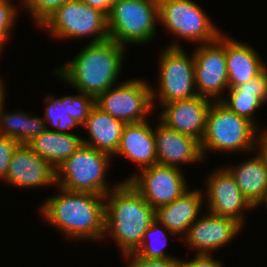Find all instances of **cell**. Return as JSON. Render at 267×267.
Instances as JSON below:
<instances>
[{"label":"cell","instance_id":"1","mask_svg":"<svg viewBox=\"0 0 267 267\" xmlns=\"http://www.w3.org/2000/svg\"><path fill=\"white\" fill-rule=\"evenodd\" d=\"M57 188L61 194L48 198L40 208L45 220L72 239H103L105 196Z\"/></svg>","mask_w":267,"mask_h":267},{"label":"cell","instance_id":"2","mask_svg":"<svg viewBox=\"0 0 267 267\" xmlns=\"http://www.w3.org/2000/svg\"><path fill=\"white\" fill-rule=\"evenodd\" d=\"M125 50V46L111 39L88 43L77 56L58 67L55 74L79 92L95 99L117 84Z\"/></svg>","mask_w":267,"mask_h":267},{"label":"cell","instance_id":"3","mask_svg":"<svg viewBox=\"0 0 267 267\" xmlns=\"http://www.w3.org/2000/svg\"><path fill=\"white\" fill-rule=\"evenodd\" d=\"M105 215V236L111 234L125 255L140 247L145 231L155 220V209L128 181H121L105 195Z\"/></svg>","mask_w":267,"mask_h":267},{"label":"cell","instance_id":"4","mask_svg":"<svg viewBox=\"0 0 267 267\" xmlns=\"http://www.w3.org/2000/svg\"><path fill=\"white\" fill-rule=\"evenodd\" d=\"M257 129L252 122L230 111L220 101H212L200 142L203 158L211 149L216 152L255 151Z\"/></svg>","mask_w":267,"mask_h":267},{"label":"cell","instance_id":"5","mask_svg":"<svg viewBox=\"0 0 267 267\" xmlns=\"http://www.w3.org/2000/svg\"><path fill=\"white\" fill-rule=\"evenodd\" d=\"M158 21V0H115L107 15L109 39L125 47L149 43Z\"/></svg>","mask_w":267,"mask_h":267},{"label":"cell","instance_id":"6","mask_svg":"<svg viewBox=\"0 0 267 267\" xmlns=\"http://www.w3.org/2000/svg\"><path fill=\"white\" fill-rule=\"evenodd\" d=\"M112 156L83 144L58 169L56 185L70 191L106 195L119 184L109 189L105 181L107 168Z\"/></svg>","mask_w":267,"mask_h":267},{"label":"cell","instance_id":"7","mask_svg":"<svg viewBox=\"0 0 267 267\" xmlns=\"http://www.w3.org/2000/svg\"><path fill=\"white\" fill-rule=\"evenodd\" d=\"M53 37L84 38L94 36L90 43L109 39L107 15L80 0H68L58 7L41 25Z\"/></svg>","mask_w":267,"mask_h":267},{"label":"cell","instance_id":"8","mask_svg":"<svg viewBox=\"0 0 267 267\" xmlns=\"http://www.w3.org/2000/svg\"><path fill=\"white\" fill-rule=\"evenodd\" d=\"M158 17L169 32L199 45L223 34L193 0H158Z\"/></svg>","mask_w":267,"mask_h":267},{"label":"cell","instance_id":"9","mask_svg":"<svg viewBox=\"0 0 267 267\" xmlns=\"http://www.w3.org/2000/svg\"><path fill=\"white\" fill-rule=\"evenodd\" d=\"M159 61L160 87L159 92L152 88V100L158 95L159 103L163 106L198 95L195 88L194 55L189 57L178 43H172L163 50Z\"/></svg>","mask_w":267,"mask_h":267},{"label":"cell","instance_id":"10","mask_svg":"<svg viewBox=\"0 0 267 267\" xmlns=\"http://www.w3.org/2000/svg\"><path fill=\"white\" fill-rule=\"evenodd\" d=\"M151 90L144 80H126L98 95L95 106L124 123L142 122L154 108Z\"/></svg>","mask_w":267,"mask_h":267},{"label":"cell","instance_id":"11","mask_svg":"<svg viewBox=\"0 0 267 267\" xmlns=\"http://www.w3.org/2000/svg\"><path fill=\"white\" fill-rule=\"evenodd\" d=\"M194 78L198 95L213 101H220L225 89H229L226 66V35L215 41L200 44L195 49ZM219 96V97H218ZM217 100H216V99Z\"/></svg>","mask_w":267,"mask_h":267},{"label":"cell","instance_id":"12","mask_svg":"<svg viewBox=\"0 0 267 267\" xmlns=\"http://www.w3.org/2000/svg\"><path fill=\"white\" fill-rule=\"evenodd\" d=\"M140 171L123 181H128L154 209L173 202L189 189L181 168L155 164Z\"/></svg>","mask_w":267,"mask_h":267},{"label":"cell","instance_id":"13","mask_svg":"<svg viewBox=\"0 0 267 267\" xmlns=\"http://www.w3.org/2000/svg\"><path fill=\"white\" fill-rule=\"evenodd\" d=\"M206 203L212 214L230 217L244 225L243 210L255 209L226 168L215 170L206 182Z\"/></svg>","mask_w":267,"mask_h":267},{"label":"cell","instance_id":"14","mask_svg":"<svg viewBox=\"0 0 267 267\" xmlns=\"http://www.w3.org/2000/svg\"><path fill=\"white\" fill-rule=\"evenodd\" d=\"M242 228L243 225L235 219L209 212L198 217L182 238L196 250V255H211L210 252L232 241Z\"/></svg>","mask_w":267,"mask_h":267},{"label":"cell","instance_id":"15","mask_svg":"<svg viewBox=\"0 0 267 267\" xmlns=\"http://www.w3.org/2000/svg\"><path fill=\"white\" fill-rule=\"evenodd\" d=\"M4 181L19 188L57 186L56 170L27 144L14 150Z\"/></svg>","mask_w":267,"mask_h":267},{"label":"cell","instance_id":"16","mask_svg":"<svg viewBox=\"0 0 267 267\" xmlns=\"http://www.w3.org/2000/svg\"><path fill=\"white\" fill-rule=\"evenodd\" d=\"M213 99L196 95L189 99L163 105L160 120L169 128L191 136L201 142L205 131L206 117Z\"/></svg>","mask_w":267,"mask_h":267},{"label":"cell","instance_id":"17","mask_svg":"<svg viewBox=\"0 0 267 267\" xmlns=\"http://www.w3.org/2000/svg\"><path fill=\"white\" fill-rule=\"evenodd\" d=\"M157 164L177 168L181 163L203 162L200 142L169 128L161 120L154 129Z\"/></svg>","mask_w":267,"mask_h":267},{"label":"cell","instance_id":"18","mask_svg":"<svg viewBox=\"0 0 267 267\" xmlns=\"http://www.w3.org/2000/svg\"><path fill=\"white\" fill-rule=\"evenodd\" d=\"M115 155L129 158L140 169L157 164L154 128L146 120L126 123Z\"/></svg>","mask_w":267,"mask_h":267},{"label":"cell","instance_id":"19","mask_svg":"<svg viewBox=\"0 0 267 267\" xmlns=\"http://www.w3.org/2000/svg\"><path fill=\"white\" fill-rule=\"evenodd\" d=\"M200 190L188 189L173 202L155 209V219L172 234L186 235L201 212L204 196Z\"/></svg>","mask_w":267,"mask_h":267},{"label":"cell","instance_id":"20","mask_svg":"<svg viewBox=\"0 0 267 267\" xmlns=\"http://www.w3.org/2000/svg\"><path fill=\"white\" fill-rule=\"evenodd\" d=\"M125 124L94 105L82 125L89 135L87 140L82 138L83 144L113 157L118 149Z\"/></svg>","mask_w":267,"mask_h":267},{"label":"cell","instance_id":"21","mask_svg":"<svg viewBox=\"0 0 267 267\" xmlns=\"http://www.w3.org/2000/svg\"><path fill=\"white\" fill-rule=\"evenodd\" d=\"M230 99L222 98L220 102L230 111L248 119L256 127V109L267 102V68L246 83L229 88Z\"/></svg>","mask_w":267,"mask_h":267},{"label":"cell","instance_id":"22","mask_svg":"<svg viewBox=\"0 0 267 267\" xmlns=\"http://www.w3.org/2000/svg\"><path fill=\"white\" fill-rule=\"evenodd\" d=\"M261 57L252 46L226 36V66L228 85L233 88L248 82L265 68Z\"/></svg>","mask_w":267,"mask_h":267},{"label":"cell","instance_id":"23","mask_svg":"<svg viewBox=\"0 0 267 267\" xmlns=\"http://www.w3.org/2000/svg\"><path fill=\"white\" fill-rule=\"evenodd\" d=\"M45 129L27 145L55 170L83 145L81 136Z\"/></svg>","mask_w":267,"mask_h":267},{"label":"cell","instance_id":"24","mask_svg":"<svg viewBox=\"0 0 267 267\" xmlns=\"http://www.w3.org/2000/svg\"><path fill=\"white\" fill-rule=\"evenodd\" d=\"M239 164L225 168L233 176L248 201L254 207H258L267 192V167L258 155Z\"/></svg>","mask_w":267,"mask_h":267},{"label":"cell","instance_id":"25","mask_svg":"<svg viewBox=\"0 0 267 267\" xmlns=\"http://www.w3.org/2000/svg\"><path fill=\"white\" fill-rule=\"evenodd\" d=\"M23 112L4 113L2 110L0 114V136L13 138L20 144H28L46 129L47 124L43 117H31Z\"/></svg>","mask_w":267,"mask_h":267},{"label":"cell","instance_id":"26","mask_svg":"<svg viewBox=\"0 0 267 267\" xmlns=\"http://www.w3.org/2000/svg\"><path fill=\"white\" fill-rule=\"evenodd\" d=\"M166 231L171 235L172 232L155 219L145 231L142 243L134 253L146 259L176 258L167 255L165 252L168 241L167 233H165Z\"/></svg>","mask_w":267,"mask_h":267},{"label":"cell","instance_id":"27","mask_svg":"<svg viewBox=\"0 0 267 267\" xmlns=\"http://www.w3.org/2000/svg\"><path fill=\"white\" fill-rule=\"evenodd\" d=\"M46 111L43 119L45 123L51 124L46 126V129L60 133H69L68 129H74L76 126H81L75 119L69 115L68 100L63 96L54 98L51 95L45 97ZM55 127V128H53Z\"/></svg>","mask_w":267,"mask_h":267},{"label":"cell","instance_id":"28","mask_svg":"<svg viewBox=\"0 0 267 267\" xmlns=\"http://www.w3.org/2000/svg\"><path fill=\"white\" fill-rule=\"evenodd\" d=\"M64 97L68 100L69 115L82 126L89 116L90 110L95 105V99L91 95L82 92L78 95Z\"/></svg>","mask_w":267,"mask_h":267},{"label":"cell","instance_id":"29","mask_svg":"<svg viewBox=\"0 0 267 267\" xmlns=\"http://www.w3.org/2000/svg\"><path fill=\"white\" fill-rule=\"evenodd\" d=\"M68 0H24L23 7L30 13L35 23L41 25L58 7Z\"/></svg>","mask_w":267,"mask_h":267},{"label":"cell","instance_id":"30","mask_svg":"<svg viewBox=\"0 0 267 267\" xmlns=\"http://www.w3.org/2000/svg\"><path fill=\"white\" fill-rule=\"evenodd\" d=\"M10 0H0V35L9 38L14 23L17 21V9Z\"/></svg>","mask_w":267,"mask_h":267},{"label":"cell","instance_id":"31","mask_svg":"<svg viewBox=\"0 0 267 267\" xmlns=\"http://www.w3.org/2000/svg\"><path fill=\"white\" fill-rule=\"evenodd\" d=\"M125 259L130 261L127 267H180L181 259L165 258V259H146L136 255L135 253L125 254ZM130 264V265H129Z\"/></svg>","mask_w":267,"mask_h":267},{"label":"cell","instance_id":"32","mask_svg":"<svg viewBox=\"0 0 267 267\" xmlns=\"http://www.w3.org/2000/svg\"><path fill=\"white\" fill-rule=\"evenodd\" d=\"M19 144L13 138L0 136V179H6L13 152Z\"/></svg>","mask_w":267,"mask_h":267},{"label":"cell","instance_id":"33","mask_svg":"<svg viewBox=\"0 0 267 267\" xmlns=\"http://www.w3.org/2000/svg\"><path fill=\"white\" fill-rule=\"evenodd\" d=\"M222 261L212 258L211 255H195L189 261L181 259L182 267H223Z\"/></svg>","mask_w":267,"mask_h":267},{"label":"cell","instance_id":"34","mask_svg":"<svg viewBox=\"0 0 267 267\" xmlns=\"http://www.w3.org/2000/svg\"><path fill=\"white\" fill-rule=\"evenodd\" d=\"M266 131V132H265ZM261 131L262 134L256 136L255 140V150H256V155H258L265 166L267 167V130ZM258 144V145H257ZM259 148V149H258ZM258 151V153H257Z\"/></svg>","mask_w":267,"mask_h":267},{"label":"cell","instance_id":"35","mask_svg":"<svg viewBox=\"0 0 267 267\" xmlns=\"http://www.w3.org/2000/svg\"><path fill=\"white\" fill-rule=\"evenodd\" d=\"M83 3L88 4L89 6L99 9L104 12L106 15L109 14L112 4L115 0H80Z\"/></svg>","mask_w":267,"mask_h":267},{"label":"cell","instance_id":"36","mask_svg":"<svg viewBox=\"0 0 267 267\" xmlns=\"http://www.w3.org/2000/svg\"><path fill=\"white\" fill-rule=\"evenodd\" d=\"M4 87L5 86H4L3 82H2V79H0V114H1L2 110H4L3 109L4 108V102L6 101L5 92H4L6 90H5Z\"/></svg>","mask_w":267,"mask_h":267},{"label":"cell","instance_id":"37","mask_svg":"<svg viewBox=\"0 0 267 267\" xmlns=\"http://www.w3.org/2000/svg\"><path fill=\"white\" fill-rule=\"evenodd\" d=\"M7 39L4 37V36H2V35H0V53L3 51V46L5 45V42H7L6 41Z\"/></svg>","mask_w":267,"mask_h":267},{"label":"cell","instance_id":"38","mask_svg":"<svg viewBox=\"0 0 267 267\" xmlns=\"http://www.w3.org/2000/svg\"><path fill=\"white\" fill-rule=\"evenodd\" d=\"M265 204V206L267 207V192H266V195H265V198L260 202V204L259 205H261V204Z\"/></svg>","mask_w":267,"mask_h":267}]
</instances>
